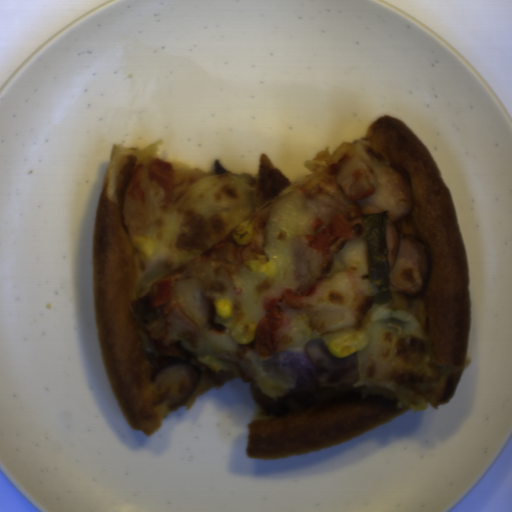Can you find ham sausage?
I'll use <instances>...</instances> for the list:
<instances>
[{
  "instance_id": "ham-sausage-1",
  "label": "ham sausage",
  "mask_w": 512,
  "mask_h": 512,
  "mask_svg": "<svg viewBox=\"0 0 512 512\" xmlns=\"http://www.w3.org/2000/svg\"><path fill=\"white\" fill-rule=\"evenodd\" d=\"M386 247L390 285L400 293L420 296L427 286L431 255L417 238L400 235L386 222Z\"/></svg>"
}]
</instances>
